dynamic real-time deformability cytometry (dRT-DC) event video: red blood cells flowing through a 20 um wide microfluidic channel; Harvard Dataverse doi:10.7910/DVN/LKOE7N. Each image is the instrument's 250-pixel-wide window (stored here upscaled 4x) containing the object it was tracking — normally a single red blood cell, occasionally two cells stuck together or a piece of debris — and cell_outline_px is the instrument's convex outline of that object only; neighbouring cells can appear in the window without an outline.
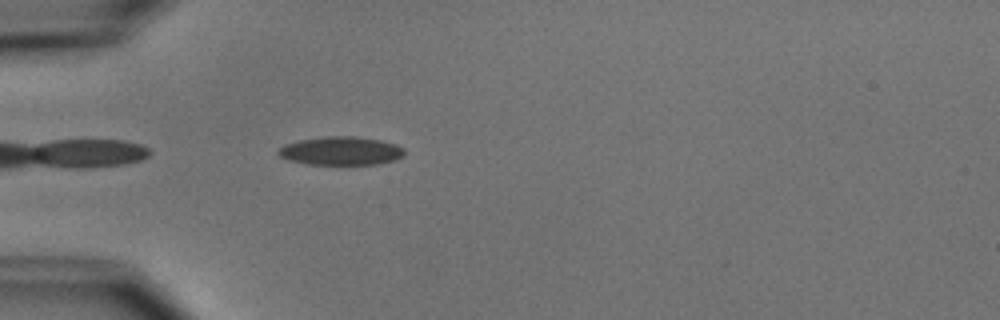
{"species": "common noctule bat (a hibernating species)", "species_latin": "Nyctalus noctula", "temperature_condition": "cold", "stored_images_in_passage": 8, "camera_frame_rate_fps": 3000, "um_per_image_px": 0.085, "animal": {"sex": "male", "body_mass_g": 15.6}, "frame": {"image": 1, "passage_image": 3, "time_ms": 0.667, "image_size_px": [1000, 320], "cell_outline_px": [[404, 156], [396, 160], [376, 164], [304, 164], [288, 160], [280, 156], [276, 152], [284, 144], [300, 140], [328, 136], [356, 136], [380, 140], [396, 144], [404, 148]], "centroid_in_image_um": [28.99, 12.82], "position_along_channel_um": 56.0, "area_um2": 20.98}}